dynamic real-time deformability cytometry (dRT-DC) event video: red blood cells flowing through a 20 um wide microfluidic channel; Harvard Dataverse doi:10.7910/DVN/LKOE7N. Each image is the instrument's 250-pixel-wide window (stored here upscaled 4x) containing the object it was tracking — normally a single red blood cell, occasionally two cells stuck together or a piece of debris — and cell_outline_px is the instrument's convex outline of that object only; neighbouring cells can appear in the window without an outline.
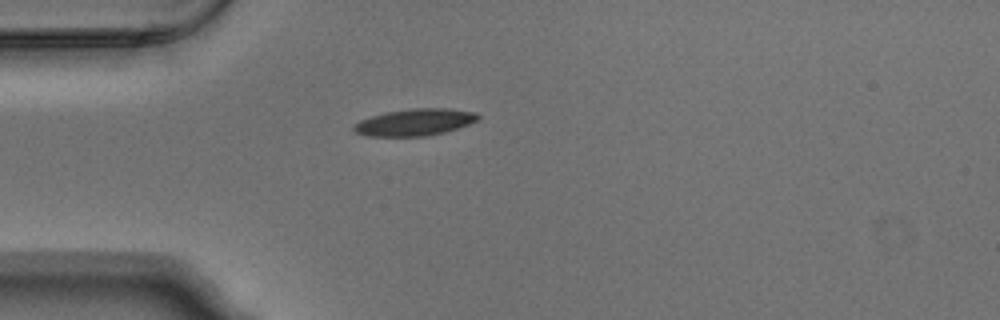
{"species": "Egyptian fruit bat (a non-hibernating species)", "species_latin": "Rousettus aegyptiacus", "temperature_condition": "warm", "stored_images_in_passage": 1, "camera_frame_rate_fps": 3000, "um_per_image_px": 0.085, "animal": {"sex": "male"}, "frame": {"image": 1, "passage_image": 1, "time_ms": 0.0, "image_size_px": [1000, 320], "cell_outline_px": [[480, 116], [476, 120], [468, 124], [444, 132], [424, 136], [368, 136], [356, 132], [352, 128], [352, 124], [360, 120], [384, 112], [408, 108], [444, 108], [476, 112]], "centroid_in_image_um": [35.21, 10.38], "position_along_channel_um": 49.8, "area_um2": 19.36}}